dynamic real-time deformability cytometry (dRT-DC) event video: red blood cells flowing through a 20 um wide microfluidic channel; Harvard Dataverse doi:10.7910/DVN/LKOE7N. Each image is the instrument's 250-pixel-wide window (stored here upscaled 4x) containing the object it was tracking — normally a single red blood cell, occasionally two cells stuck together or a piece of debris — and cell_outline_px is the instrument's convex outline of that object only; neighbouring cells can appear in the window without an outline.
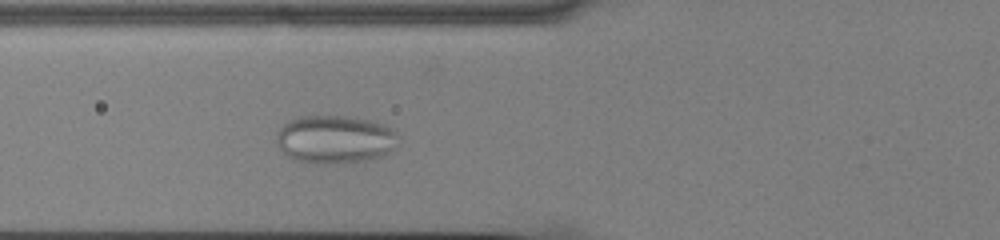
{"species": "common noctule bat (a hibernating species)", "species_latin": "Nyctalus noctula", "temperature_condition": "cold", "stored_images_in_passage": 41, "camera_frame_rate_fps": 3000, "um_per_image_px": 0.085, "animal": {"sex": "male", "body_mass_g": 13.0, "forearm_length_mm": 53.1}, "frame": {"image": 1, "passage_image": 7, "time_ms": 2.0, "image_size_px": [1000, 240], "cell_outline_px": [[400, 136], [396, 148], [384, 156], [364, 160], [328, 164], [316, 164], [296, 160], [288, 156], [276, 144], [276, 136], [280, 128], [288, 120], [300, 116], [348, 116], [368, 120], [380, 124], [396, 132]], "centroid_in_image_um": [28.47, 11.85], "position_along_channel_um": 97.3, "area_um2": 34.28}}
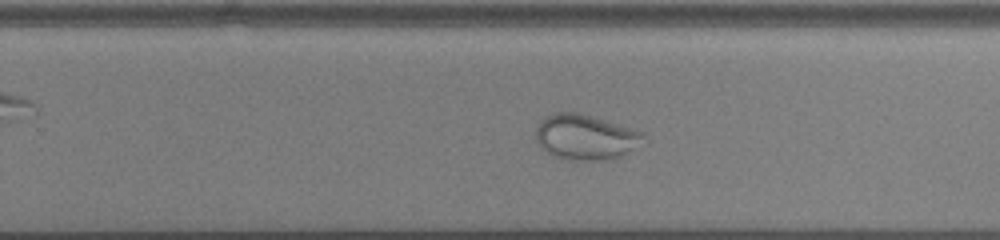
{"frame": {"image": 2, "passage_image": 22, "time_ms": 7.0, "image_size_px": [1000, 240], "cell_outline_px": [[644, 136], [628, 152], [620, 156], [608, 160], [568, 160], [552, 156], [540, 148], [536, 140], [536, 128], [540, 120], [544, 116], [556, 112], [576, 112], [592, 116], [644, 132]], "centroid_in_image_um": [49.67, 11.65], "position_along_channel_um": 280.1, "area_um2": 28.26}}
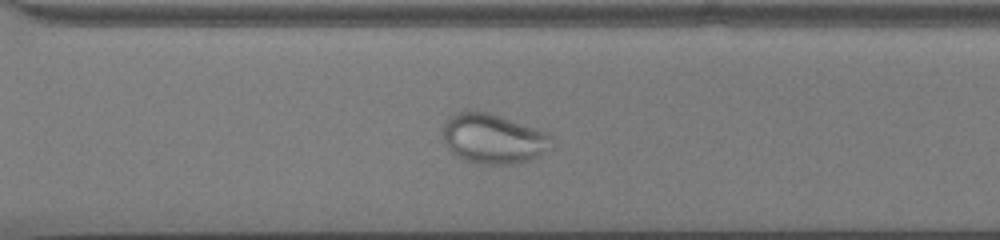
{"frame": {"image": 3, "passage_image": 26, "time_ms": 8.333, "image_size_px": [1000, 240], "cell_outline_px": [[556, 144], [552, 148], [540, 156], [528, 160], [512, 164], [484, 164], [464, 160], [456, 156], [444, 144], [444, 124], [448, 116], [456, 112], [488, 112], [548, 132], [552, 136]], "centroid_in_image_um": [41.98, 11.8], "position_along_channel_um": 328.6, "area_um2": 31.79}}